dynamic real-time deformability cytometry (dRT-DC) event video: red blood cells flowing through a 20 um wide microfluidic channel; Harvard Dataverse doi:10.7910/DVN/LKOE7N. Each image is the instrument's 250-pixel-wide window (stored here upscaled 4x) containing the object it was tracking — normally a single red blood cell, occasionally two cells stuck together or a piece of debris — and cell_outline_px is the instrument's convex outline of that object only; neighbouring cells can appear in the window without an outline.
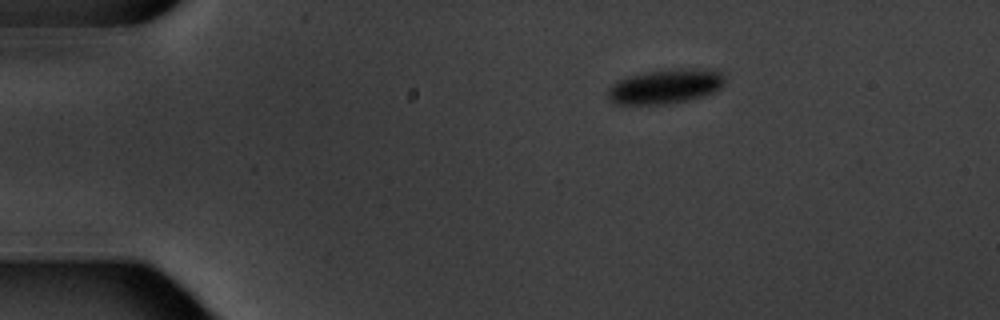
{"species": "common noctule bat (a hibernating species)", "species_latin": "Nyctalus noctula", "temperature_condition": "warm", "stored_images_in_passage": 4, "camera_frame_rate_fps": 3000, "um_per_image_px": 0.085, "animal": {"sex": "male", "body_mass_g": 20.1, "forearm_length_mm": 53.5}, "frame": {"image": 1, "passage_image": 1, "time_ms": 0.0, "image_size_px": [1000, 320], "cell_outline_px": [[724, 84], [720, 88], [712, 92], [688, 100], [668, 104], [620, 104], [612, 100], [608, 96], [608, 88], [620, 80], [628, 76], [648, 72], [720, 72], [724, 76]], "centroid_in_image_um": [56.48, 7.42], "position_along_channel_um": 28.5, "area_um2": 21.79}}
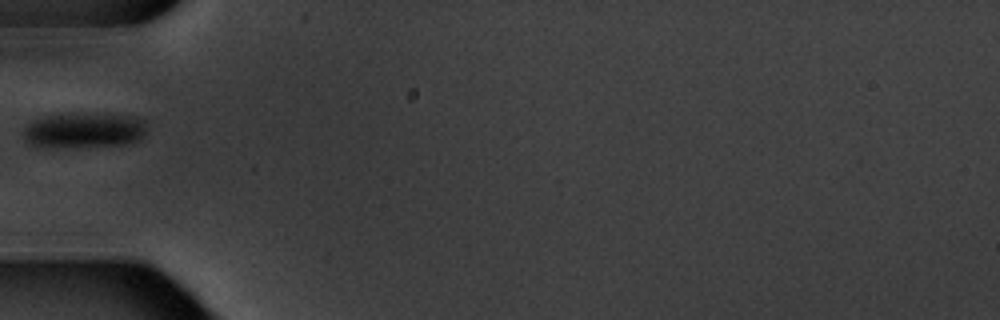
{"frame": {"image": 2, "passage_image": 4, "time_ms": 3.333, "image_size_px": [1000, 320], "cell_outline_px": [[144, 132], [140, 140], [128, 144], [48, 148], [28, 144], [24, 140], [24, 128], [32, 120], [44, 116], [92, 112], [136, 116], [144, 120]], "centroid_in_image_um": [7.12, 11.07], "position_along_channel_um": 77.9, "area_um2": 25.84}}